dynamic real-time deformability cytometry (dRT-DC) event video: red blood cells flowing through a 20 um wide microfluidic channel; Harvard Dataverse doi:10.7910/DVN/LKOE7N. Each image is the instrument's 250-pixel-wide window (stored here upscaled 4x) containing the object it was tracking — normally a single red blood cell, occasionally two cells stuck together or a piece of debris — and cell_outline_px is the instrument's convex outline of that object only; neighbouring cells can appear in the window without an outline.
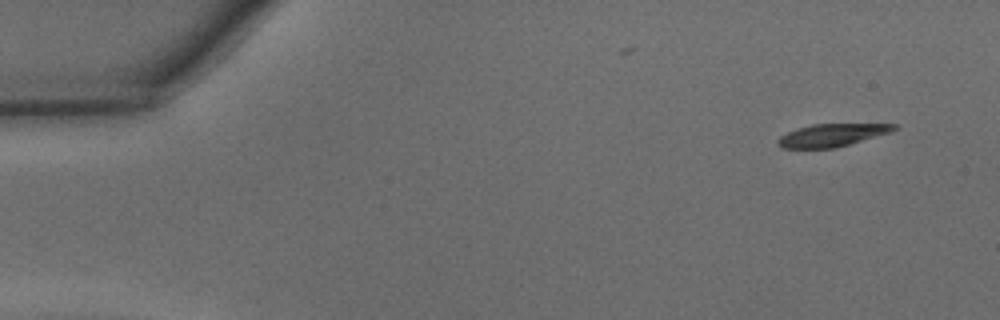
{"species": "common noctule bat (a hibernating species)", "species_latin": "Nyctalus noctula", "temperature_condition": "warm", "stored_images_in_passage": 44, "camera_frame_rate_fps": 3000, "um_per_image_px": 0.085, "animal": {"sex": "male", "body_mass_g": 15.6}, "frame": {"image": 1, "passage_image": 1, "time_ms": 0.0, "image_size_px": [1000, 320], "cell_outline_px": [[896, 128], [892, 132], [848, 144], [832, 148], [784, 148], [776, 144], [776, 140], [780, 136], [796, 128], [812, 124], [896, 124]], "centroid_in_image_um": [70.67, 11.48], "position_along_channel_um": 14.3, "area_um2": 15.2}}
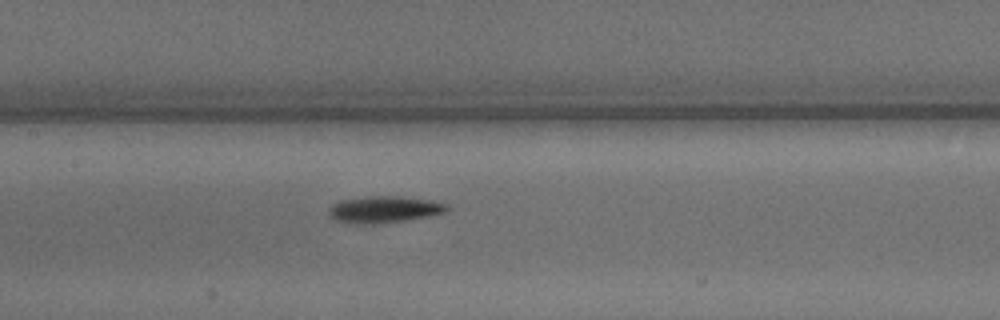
{"frame": {"image": 2, "passage_image": 20, "time_ms": 6.333, "image_size_px": [1000, 320], "cell_outline_px": [[448, 208], [444, 212], [428, 216], [380, 224], [360, 224], [336, 220], [328, 212], [328, 208], [332, 204], [340, 200], [368, 196], [400, 196], [428, 200], [444, 204]], "centroid_in_image_um": [32.59, 17.8], "position_along_channel_um": 174.8, "area_um2": 18.09}}
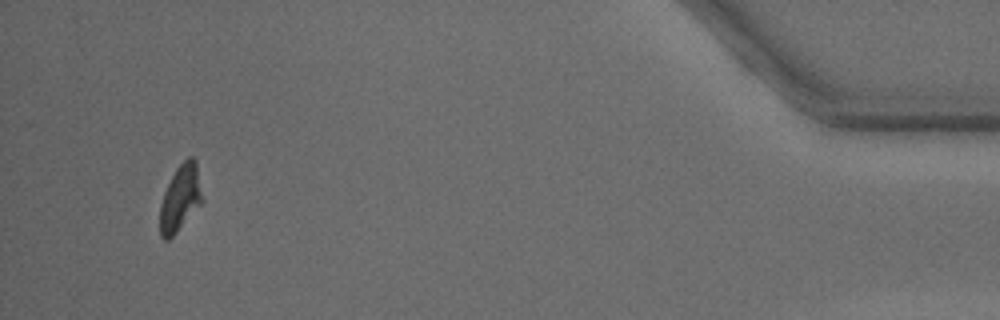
{"frame": {"image": 3, "passage_image": 42, "time_ms": 13.667, "image_size_px": [1000, 320], "cell_outline_px": [[204, 200], [176, 232], [168, 240], [164, 240], [160, 236], [160, 204], [164, 192], [176, 168], [188, 156], [192, 156], [196, 160]], "centroid_in_image_um": [15.34, 16.81], "position_along_channel_um": 419.9, "area_um2": 16.3}, "authors_computed_cell_mechanics": {"area_um2": 16.9354, "velocity_mm_per_s": 4.3463, "shape_relaxation_time_tau1_ms": 2.8049, "shape_relaxation_time_tau2_ms": null, "deformation_change_tau1": 0.1503, "deformation_change_tau2": null}}